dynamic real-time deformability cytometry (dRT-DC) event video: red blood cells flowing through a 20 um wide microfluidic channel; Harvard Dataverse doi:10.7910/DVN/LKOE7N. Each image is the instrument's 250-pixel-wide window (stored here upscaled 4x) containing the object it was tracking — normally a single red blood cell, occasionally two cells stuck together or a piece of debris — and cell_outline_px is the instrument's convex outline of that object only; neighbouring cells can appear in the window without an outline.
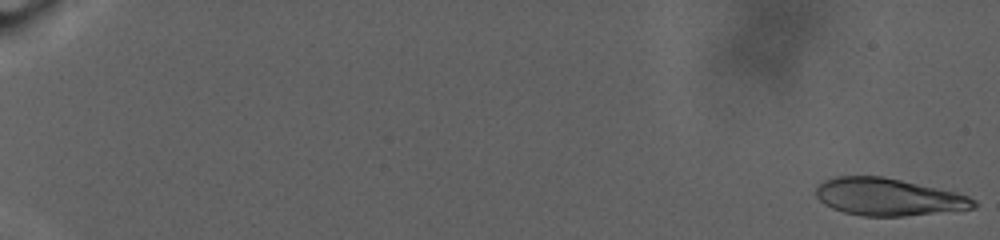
{"species": "human", "species_latin": "Homo sapiens", "temperature_condition": "warm", "stored_images_in_passage": 97, "camera_frame_rate_fps": 3000, "um_per_image_px": 0.085, "donor": {"sex": "male"}, "frame": {"image": 1, "passage_image": 1, "time_ms": 0.0, "image_size_px": [1000, 240], "cell_outline_px": [[980, 204], [976, 208], [904, 216], [864, 216], [844, 212], [832, 208], [824, 204], [816, 196], [816, 188], [824, 180], [836, 176], [884, 176], [956, 192], [968, 196], [976, 200]], "centroid_in_image_um": [75.53, 16.74], "position_along_channel_um": 9.5, "area_um2": 34.33}}
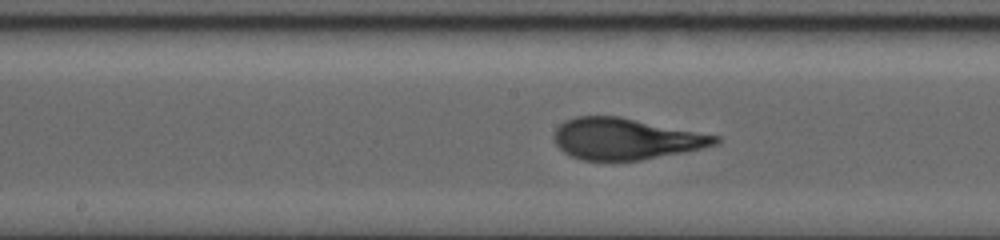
{"frame": {"image": 2, "passage_image": 56, "time_ms": 18.333, "image_size_px": [1000, 240], "cell_outline_px": [[720, 140], [716, 144], [684, 152], [640, 160], [580, 160], [564, 152], [556, 144], [552, 136], [556, 128], [564, 120], [576, 116], [620, 116], [720, 136]], "centroid_in_image_um": [53.15, 11.79], "position_along_channel_um": 195.1, "area_um2": 38.78}}
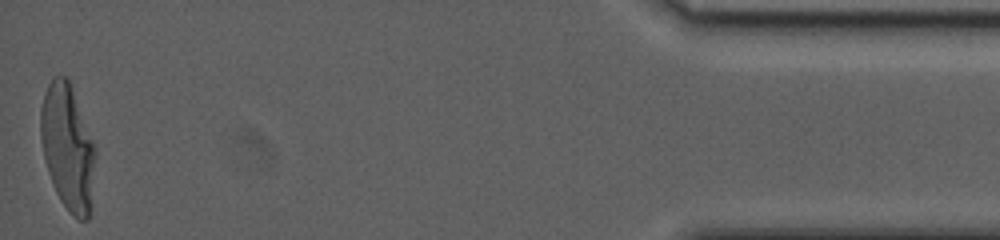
{"frame": {"image": 3, "passage_image": 96, "time_ms": 31.667, "image_size_px": [1000, 240], "cell_outline_px": [[96, 156], [88, 220], [80, 220], [72, 216], [60, 200], [56, 192], [48, 172], [44, 156], [40, 136], [40, 108], [44, 92], [52, 76], [64, 76], [68, 80], [92, 140], [96, 152]], "centroid_in_image_um": [5.72, 12.53], "position_along_channel_um": 429.5, "area_um2": 39.48}, "authors_computed_cell_mechanics": {"area_um2": 37.9746, "velocity_mm_per_s": 2.2907, "shape_relaxation_time_tau1_ms": 7.412, "shape_relaxation_time_tau2_ms": null, "deformation_change_tau1": 0.2558, "deformation_change_tau2": null}}